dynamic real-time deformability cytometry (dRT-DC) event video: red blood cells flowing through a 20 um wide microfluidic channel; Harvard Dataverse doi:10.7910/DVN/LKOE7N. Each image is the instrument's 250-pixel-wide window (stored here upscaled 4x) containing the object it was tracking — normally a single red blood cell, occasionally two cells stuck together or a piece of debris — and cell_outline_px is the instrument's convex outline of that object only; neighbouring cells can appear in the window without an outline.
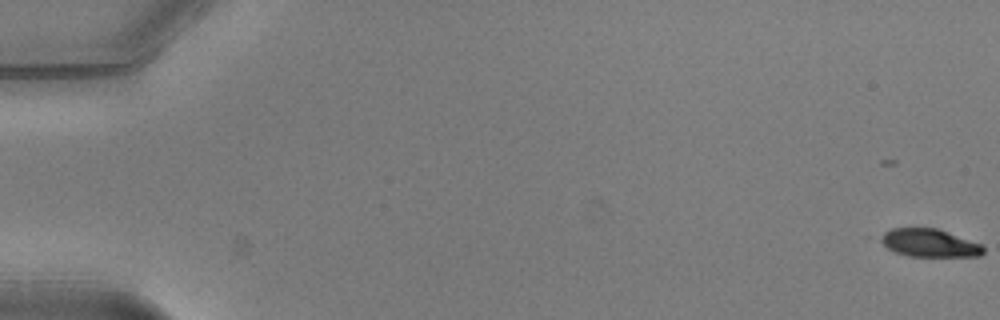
{"species": "common noctule bat (a hibernating species)", "species_latin": "Nyctalus noctula", "temperature_condition": "warm", "stored_images_in_passage": 33, "camera_frame_rate_fps": 3000, "um_per_image_px": 0.085, "animal": {"sex": "male", "body_mass_g": 20.5, "forearm_length_mm": 52.5}, "frame": {"image": 1, "passage_image": 1, "time_ms": 0.0, "image_size_px": [1000, 320], "cell_outline_px": [[984, 252], [980, 256], [908, 256], [896, 252], [888, 248], [876, 240], [876, 236], [892, 228], [936, 228], [980, 244], [984, 248]], "centroid_in_image_um": [78.91, 20.65], "position_along_channel_um": 6.1, "area_um2": 16.7}}
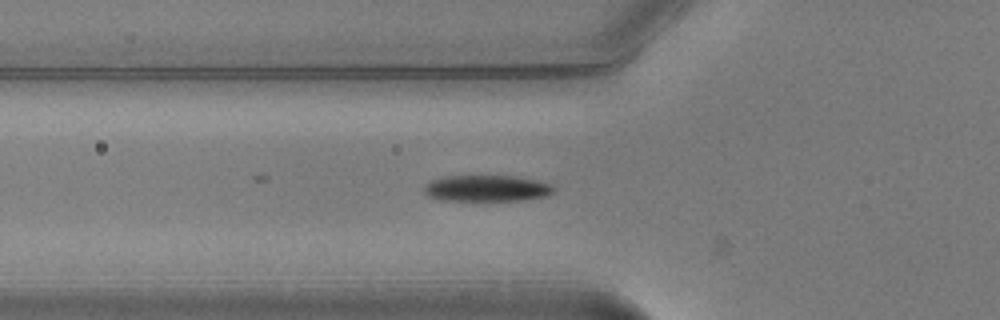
{"frame": {"image": 2, "passage_image": 20, "time_ms": 6.333, "image_size_px": [1000, 320], "cell_outline_px": [[556, 192], [548, 196], [520, 200], [444, 200], [428, 196], [420, 188], [424, 184], [432, 180], [448, 176], [512, 176], [536, 180], [552, 184], [556, 188]], "centroid_in_image_um": [41.39, 16.01], "position_along_channel_um": 84.4, "area_um2": 19.94}}
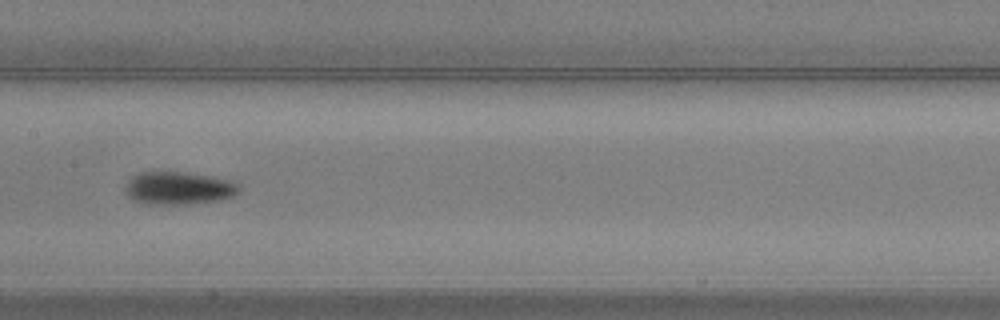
{"frame": {"image": 3, "passage_image": 28, "time_ms": 9.0, "image_size_px": [1000, 320], "cell_outline_px": [[240, 192], [232, 196], [220, 200], [188, 204], [148, 204], [132, 200], [124, 192], [124, 188], [128, 180], [132, 176], [140, 172], [180, 172], [212, 176], [228, 180], [236, 184], [240, 188]], "centroid_in_image_um": [15.14, 16.0], "position_along_channel_um": 192.3, "area_um2": 21.79}}